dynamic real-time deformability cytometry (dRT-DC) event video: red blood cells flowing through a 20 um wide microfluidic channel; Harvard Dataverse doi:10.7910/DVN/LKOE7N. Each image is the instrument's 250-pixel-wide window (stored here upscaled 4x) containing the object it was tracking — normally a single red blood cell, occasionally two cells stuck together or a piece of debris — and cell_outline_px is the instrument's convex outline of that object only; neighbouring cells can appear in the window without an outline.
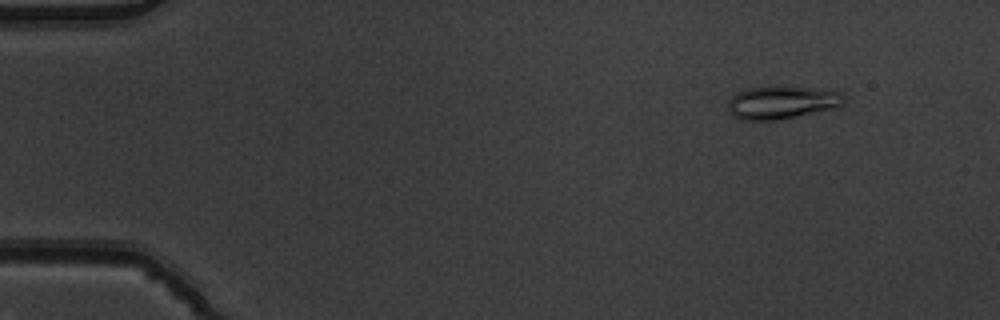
{"species": "common noctule bat (a hibernating species)", "species_latin": "Nyctalus noctula", "temperature_condition": "warm", "stored_images_in_passage": 4, "camera_frame_rate_fps": 3000, "um_per_image_px": 0.085, "animal": {"sex": "male", "body_mass_g": 19.5, "forearm_length_mm": 54.6}, "frame": {"image": 1, "passage_image": 2, "time_ms": 0.333, "image_size_px": [1000, 320], "cell_outline_px": [[844, 104], [832, 108], [776, 120], [740, 120], [732, 116], [728, 108], [728, 100], [736, 92], [748, 88], [804, 88], [840, 92], [844, 96]], "centroid_in_image_um": [66.38, 8.73], "position_along_channel_um": 18.6, "area_um2": 21.5}}
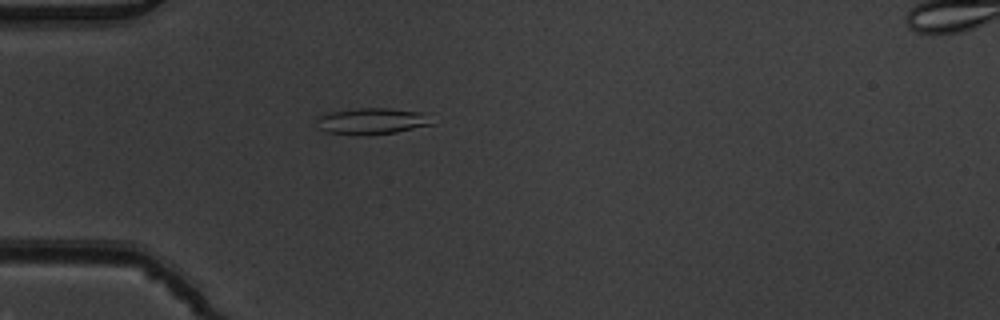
{"frame": {"image": 2, "passage_image": 4, "time_ms": 1.0, "image_size_px": [1000, 320], "cell_outline_px": [[436, 124], [396, 132], [328, 132], [320, 128], [316, 120], [316, 116], [332, 112], [360, 108], [388, 108], [420, 112]], "centroid_in_image_um": [31.65, 10.25], "position_along_channel_um": 53.4, "area_um2": 16.59}}